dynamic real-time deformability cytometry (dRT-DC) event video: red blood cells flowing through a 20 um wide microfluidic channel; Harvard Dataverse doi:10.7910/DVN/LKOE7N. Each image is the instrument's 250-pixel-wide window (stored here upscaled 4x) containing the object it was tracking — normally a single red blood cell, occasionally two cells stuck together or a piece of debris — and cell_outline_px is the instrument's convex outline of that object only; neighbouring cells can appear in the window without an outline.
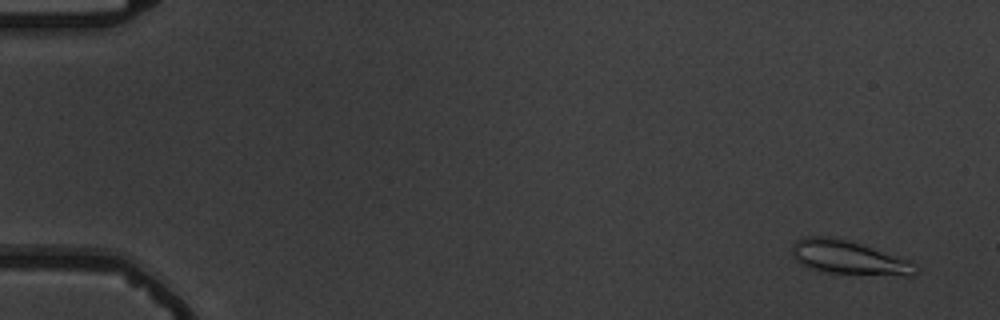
{"species": "common noctule bat (a hibernating species)", "species_latin": "Nyctalus noctula", "temperature_condition": "warm", "stored_images_in_passage": 6, "camera_frame_rate_fps": 3000, "um_per_image_px": 0.085, "animal": {"sex": "male", "body_mass_g": 19.5, "forearm_length_mm": 54.6}, "frame": {"image": 1, "passage_image": 2, "time_ms": 1.0, "image_size_px": [1000, 320], "cell_outline_px": [[916, 276], [908, 276], [824, 272], [808, 268], [800, 264], [796, 260], [792, 252], [792, 244], [796, 240], [804, 236], [832, 236], [848, 240], [908, 260], [916, 272]], "centroid_in_image_um": [72.04, 21.89], "position_along_channel_um": 13.0, "area_um2": 24.04}}
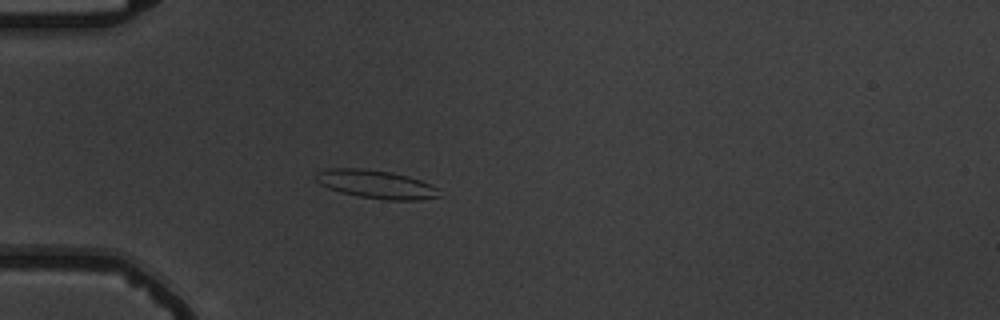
{"frame": {"image": 2, "passage_image": 6, "time_ms": 5.667, "image_size_px": [1000, 320], "cell_outline_px": [[440, 196], [420, 200], [384, 200], [360, 196], [340, 192], [328, 188], [320, 184], [316, 180], [316, 172], [328, 168], [364, 168], [392, 172], [408, 176], [420, 180], [436, 188]], "centroid_in_image_um": [31.93, 15.65], "position_along_channel_um": 53.1, "area_um2": 20.29}}